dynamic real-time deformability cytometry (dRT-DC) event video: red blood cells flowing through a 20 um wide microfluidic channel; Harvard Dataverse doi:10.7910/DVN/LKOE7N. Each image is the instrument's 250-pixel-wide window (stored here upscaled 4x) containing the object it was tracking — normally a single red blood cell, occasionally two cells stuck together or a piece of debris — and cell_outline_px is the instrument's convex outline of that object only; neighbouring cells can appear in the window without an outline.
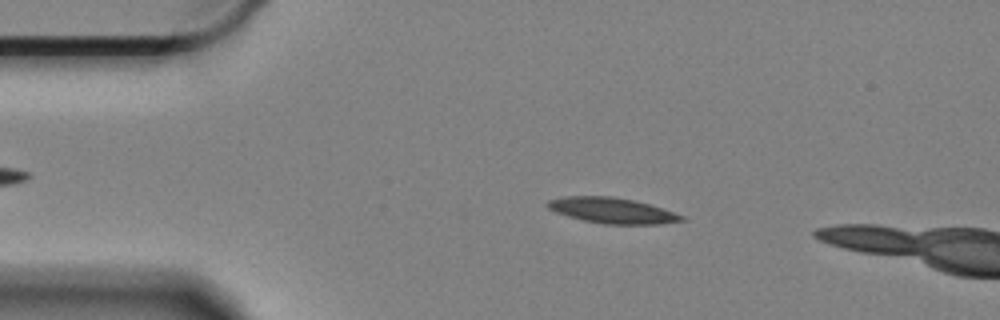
{"species": "Egyptian fruit bat (a non-hibernating species)", "species_latin": "Rousettus aegyptiacus", "temperature_condition": "cold", "stored_images_in_passage": 53, "camera_frame_rate_fps": 3000, "um_per_image_px": 0.085, "animal": {"sex": "female"}, "frame": {"image": 1, "passage_image": 10, "time_ms": 3.0, "image_size_px": [1000, 320], "cell_outline_px": [[684, 220], [660, 224], [604, 224], [584, 220], [568, 216], [556, 212], [548, 208], [544, 204], [548, 200], [564, 196], [612, 196], [632, 200], [648, 204], [684, 216]], "centroid_in_image_um": [51.97, 17.89], "position_along_channel_um": 33.0, "area_um2": 19.77}}
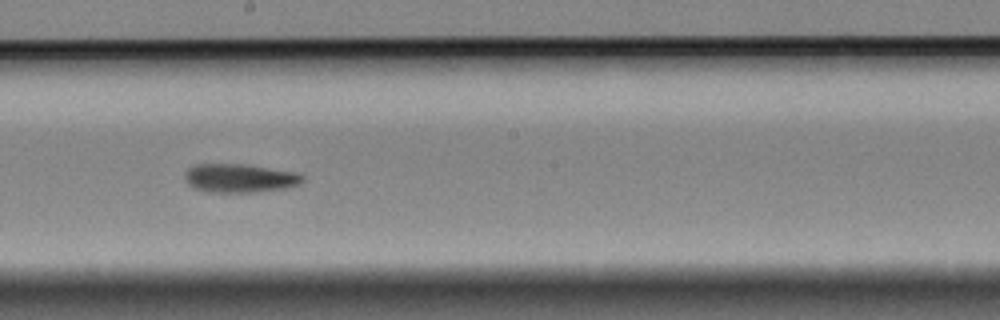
{"frame": {"image": 2, "passage_image": 31, "time_ms": 10.0, "image_size_px": [1000, 320], "cell_outline_px": [[304, 180], [300, 184], [288, 188], [256, 192], [208, 192], [196, 188], [188, 184], [184, 180], [184, 172], [192, 164], [244, 164], [300, 172], [304, 176]], "centroid_in_image_um": [20.4, 15.13], "position_along_channel_um": 227.8, "area_um2": 20.06}}
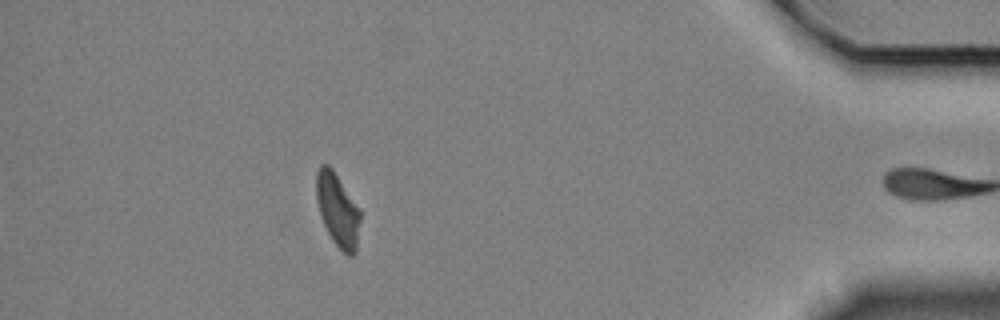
{"frame": {"image": 3, "passage_image": 52, "time_ms": 17.0, "image_size_px": [1000, 320], "cell_outline_px": [[360, 220], [356, 252], [352, 256], [348, 256], [332, 240], [324, 224], [320, 212], [316, 196], [316, 172], [320, 164], [328, 164], [332, 168], [360, 208]], "centroid_in_image_um": [28.71, 17.82], "position_along_channel_um": 406.5, "area_um2": 18.67}, "authors_computed_cell_mechanics": {"area_um2": 19.652, "velocity_mm_per_s": 3.2961, "shape_relaxation_time_tau1_ms": 8.0783, "shape_relaxation_time_tau2_ms": null, "deformation_change_tau1": 0.183, "deformation_change_tau2": null}}